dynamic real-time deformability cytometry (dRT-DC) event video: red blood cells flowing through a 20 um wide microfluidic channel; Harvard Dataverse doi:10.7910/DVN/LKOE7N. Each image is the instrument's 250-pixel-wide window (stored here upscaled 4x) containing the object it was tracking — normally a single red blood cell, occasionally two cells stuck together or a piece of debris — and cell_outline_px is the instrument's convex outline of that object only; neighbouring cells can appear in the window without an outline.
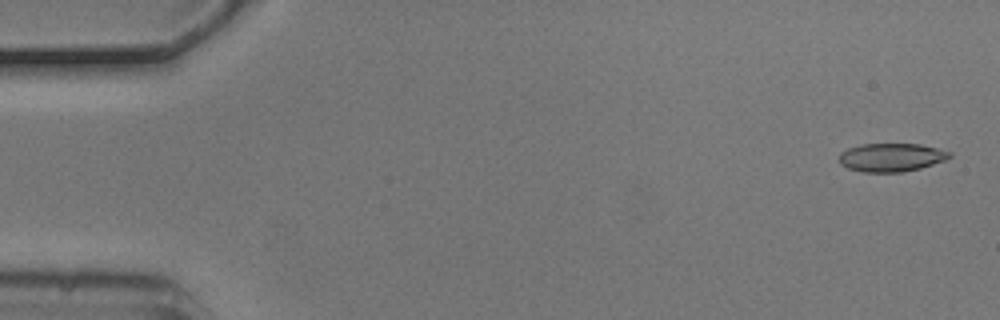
{"species": "common noctule bat (a hibernating species)", "species_latin": "Nyctalus noctula", "temperature_condition": "cold", "stored_images_in_passage": 5, "segment_of_instrument_passage": [1, 2], "camera_frame_rate_fps": 3000, "um_per_image_px": 0.085, "animal": {"sex": "male", "body_mass_g": 20.5, "forearm_length_mm": 52.5}, "frame": {"image": 1, "passage_image": 1, "time_ms": 0.0, "image_size_px": [1000, 320], "cell_outline_px": [[952, 156], [944, 160], [920, 168], [904, 172], [864, 172], [848, 168], [840, 164], [840, 152], [848, 148], [860, 144], [920, 144], [952, 152]], "centroid_in_image_um": [75.75, 13.37], "position_along_channel_um": 9.2, "area_um2": 18.21}}